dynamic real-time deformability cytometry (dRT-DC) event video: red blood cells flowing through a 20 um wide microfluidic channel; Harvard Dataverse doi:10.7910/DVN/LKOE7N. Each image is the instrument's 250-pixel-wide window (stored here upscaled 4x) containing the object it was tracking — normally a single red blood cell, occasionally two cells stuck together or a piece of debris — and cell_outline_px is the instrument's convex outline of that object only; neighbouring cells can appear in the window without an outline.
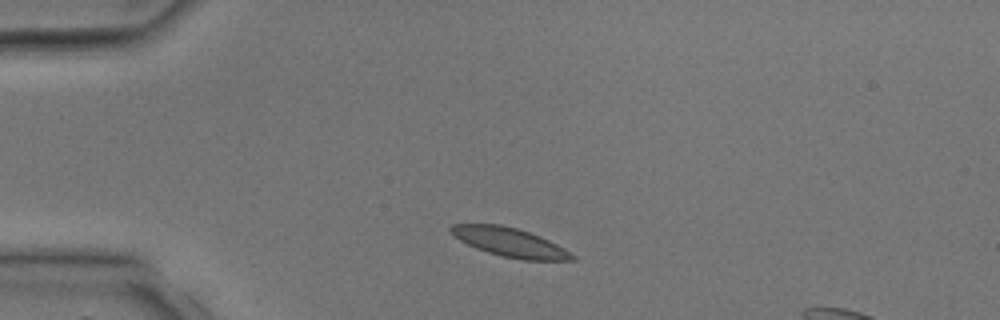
{"species": "common noctule bat (a hibernating species)", "species_latin": "Nyctalus noctula", "temperature_condition": "room temperature", "stored_images_in_passage": 2, "camera_frame_rate_fps": 3000, "um_per_image_px": 0.085, "animal": {"sex": "male", "body_mass_g": 17.9, "forearm_length_mm": 54.2}, "frame": {"image": 1, "passage_image": 1, "time_ms": 0.0, "image_size_px": [1000, 320], "cell_outline_px": [[576, 260], [524, 260], [504, 256], [488, 252], [476, 248], [460, 240], [448, 228], [452, 224], [500, 224], [516, 228], [540, 236], [564, 248], [576, 256]], "centroid_in_image_um": [43.36, 20.59], "position_along_channel_um": 41.6, "area_um2": 20.11}}